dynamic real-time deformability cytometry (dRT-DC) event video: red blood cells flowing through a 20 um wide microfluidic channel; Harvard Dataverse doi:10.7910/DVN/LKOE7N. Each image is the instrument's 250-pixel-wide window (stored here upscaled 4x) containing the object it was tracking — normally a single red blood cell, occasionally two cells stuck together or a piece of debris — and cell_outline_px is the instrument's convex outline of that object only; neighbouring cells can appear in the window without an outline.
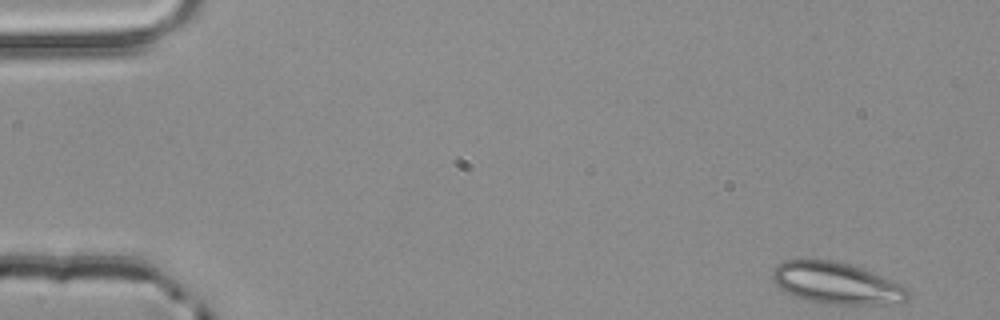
{"species": "common noctule bat (a hibernating species)", "species_latin": "Nyctalus noctula", "temperature_condition": "room temperature", "stored_images_in_passage": 4, "camera_frame_rate_fps": 3000, "um_per_image_px": 0.085, "animal": {"sex": "male", "body_mass_g": 20.4}, "frame": {"image": 1, "passage_image": 1, "time_ms": 0.0, "image_size_px": [1000, 320], "cell_outline_px": [[908, 300], [880, 304], [824, 304], [808, 300], [796, 296], [780, 288], [772, 280], [772, 272], [784, 260], [832, 260], [848, 264], [872, 272], [904, 284], [908, 288]], "centroid_in_image_um": [71.13, 24.07], "position_along_channel_um": 13.9, "area_um2": 32.48}}